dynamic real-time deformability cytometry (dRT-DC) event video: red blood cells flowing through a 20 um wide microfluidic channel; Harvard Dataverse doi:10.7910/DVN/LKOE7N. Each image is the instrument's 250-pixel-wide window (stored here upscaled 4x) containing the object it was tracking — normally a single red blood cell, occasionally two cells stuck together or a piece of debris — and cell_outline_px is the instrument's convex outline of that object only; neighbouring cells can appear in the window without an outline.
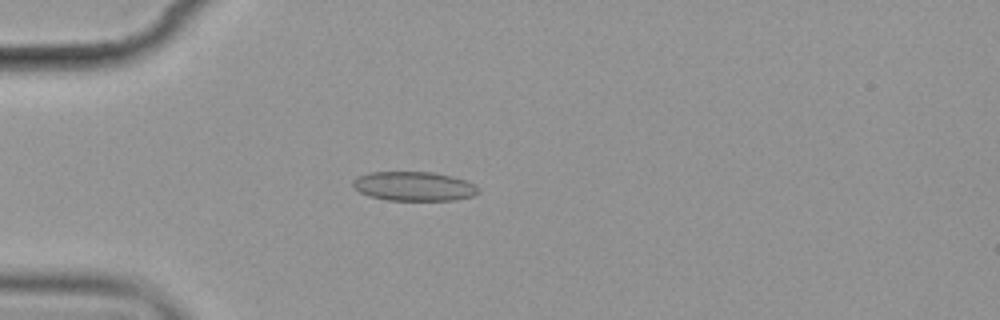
{"species": "common noctule bat (a hibernating species)", "species_latin": "Nyctalus noctula", "temperature_condition": "cold", "stored_images_in_passage": 5, "camera_frame_rate_fps": 3000, "um_per_image_px": 0.085, "animal": {"sex": "female", "body_mass_g": 19.9}, "frame": {"image": 1, "passage_image": 5, "time_ms": 4.333, "image_size_px": [1000, 320], "cell_outline_px": [[480, 192], [472, 196], [456, 200], [388, 200], [368, 196], [360, 192], [352, 184], [352, 180], [360, 176], [372, 172], [432, 172], [452, 176], [476, 184], [480, 188]], "centroid_in_image_um": [35.23, 15.84], "position_along_channel_um": 49.8, "area_um2": 21.39}}